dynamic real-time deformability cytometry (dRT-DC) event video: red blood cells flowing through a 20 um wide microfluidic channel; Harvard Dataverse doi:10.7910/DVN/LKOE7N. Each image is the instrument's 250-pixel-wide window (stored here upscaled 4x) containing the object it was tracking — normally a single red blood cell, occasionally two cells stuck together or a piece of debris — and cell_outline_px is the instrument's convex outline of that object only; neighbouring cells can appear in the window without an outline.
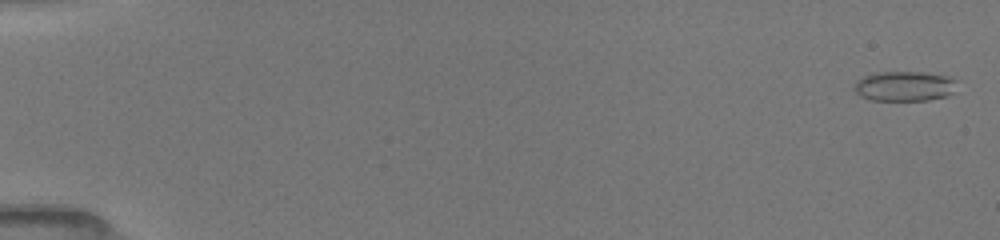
{"species": "common noctule bat (a hibernating species)", "species_latin": "Nyctalus noctula", "temperature_condition": "room temperature", "stored_images_in_passage": 18, "camera_frame_rate_fps": 3000, "um_per_image_px": 0.085, "animal": {"sex": "female", "body_mass_g": 19.5, "forearm_length_mm": 54.1}, "frame": {"image": 1, "passage_image": 3, "time_ms": 0.333, "image_size_px": [1000, 240], "cell_outline_px": [[956, 80], [952, 92], [948, 96], [928, 100], [872, 100], [860, 96], [852, 88], [852, 84], [856, 80], [864, 76], [876, 72], [924, 72], [948, 76]], "centroid_in_image_um": [76.83, 7.32], "position_along_channel_um": 8.2, "area_um2": 18.03}}
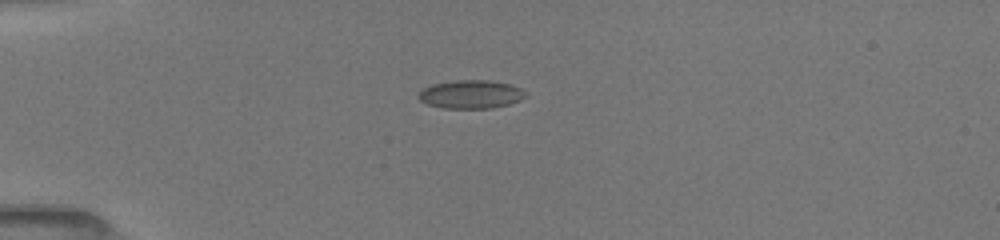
{"frame": {"image": 2, "passage_image": 14, "time_ms": 4.667, "image_size_px": [1000, 240], "cell_outline_px": [[528, 96], [520, 100], [508, 104], [492, 108], [444, 108], [428, 104], [420, 100], [416, 96], [424, 88], [432, 84], [456, 80], [488, 80], [512, 84], [528, 92]], "centroid_in_image_um": [40.06, 8.01], "position_along_channel_um": 44.9, "area_um2": 17.8}}
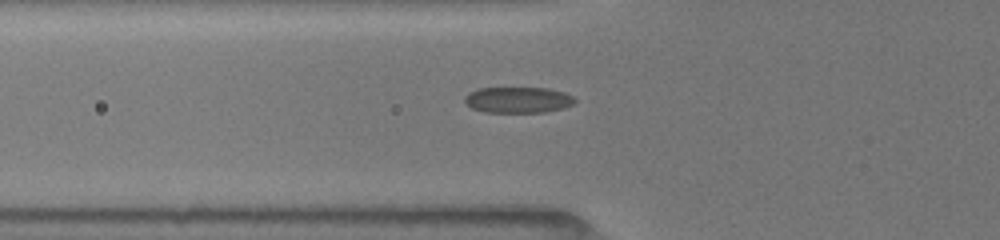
{"frame": {"image": 3, "passage_image": 18, "time_ms": 6.333, "image_size_px": [1000, 240], "cell_outline_px": [[576, 100], [572, 104], [564, 108], [544, 112], [484, 112], [472, 108], [464, 100], [464, 96], [468, 92], [476, 88], [548, 88], [564, 92], [572, 96]], "centroid_in_image_um": [44.01, 8.48], "position_along_channel_um": 81.8, "area_um2": 16.7}}